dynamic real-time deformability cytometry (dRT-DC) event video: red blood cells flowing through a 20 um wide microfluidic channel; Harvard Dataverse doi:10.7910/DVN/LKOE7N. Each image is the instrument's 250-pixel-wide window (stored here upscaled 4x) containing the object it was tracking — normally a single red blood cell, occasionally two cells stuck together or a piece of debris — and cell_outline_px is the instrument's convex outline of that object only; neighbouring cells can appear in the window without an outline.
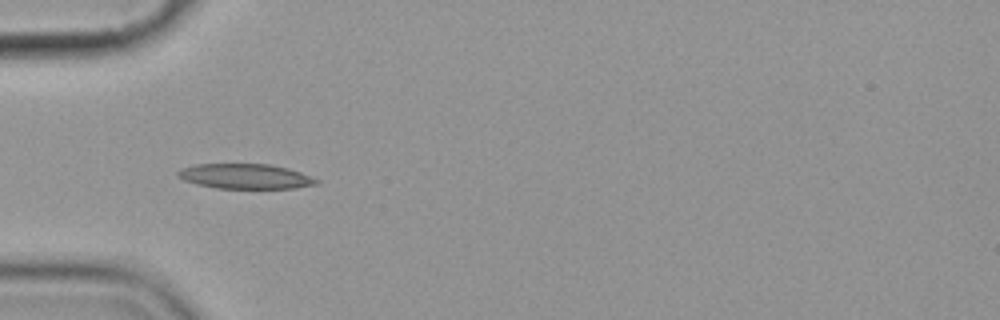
{"species": "common noctule bat (a hibernating species)", "species_latin": "Nyctalus noctula", "temperature_condition": "cold", "stored_images_in_passage": 5, "camera_frame_rate_fps": 3000, "um_per_image_px": 0.085, "animal": {"sex": "female", "body_mass_g": 19.9}, "frame": {"image": 1, "passage_image": 2, "time_ms": 1.0, "image_size_px": [1000, 320], "cell_outline_px": [[320, 184], [292, 188], [216, 188], [196, 184], [184, 180], [176, 176], [176, 172], [180, 168], [196, 164], [272, 164], [288, 168], [300, 172], [320, 180]], "centroid_in_image_um": [20.84, 14.98], "position_along_channel_um": 64.2, "area_um2": 20.29}}
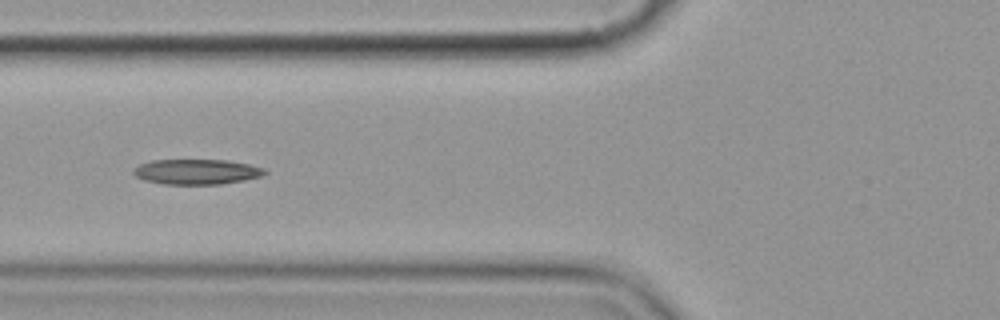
{"frame": {"image": 2, "passage_image": 3, "time_ms": 2.333, "image_size_px": [1000, 320], "cell_outline_px": [[268, 172], [260, 176], [244, 180], [220, 184], [164, 184], [144, 180], [136, 176], [132, 172], [140, 164], [152, 160], [228, 160], [248, 164], [264, 168]], "centroid_in_image_um": [16.72, 14.6], "position_along_channel_um": 109.1, "area_um2": 19.13}}
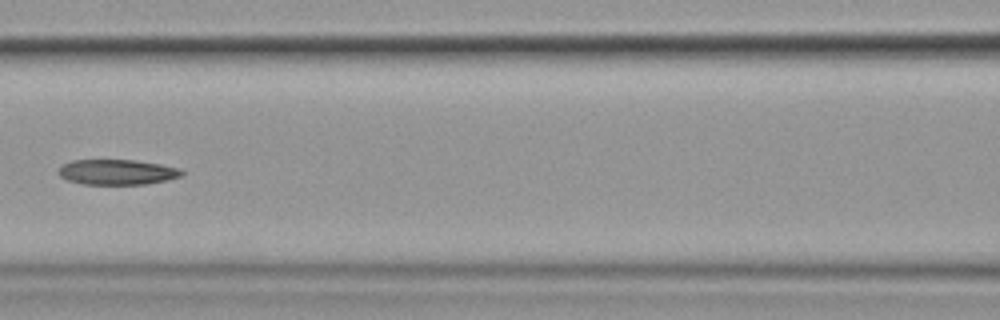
{"frame": {"image": 3, "passage_image": 4, "time_ms": 3.667, "image_size_px": [1000, 320], "cell_outline_px": [[184, 176], [168, 180], [144, 184], [84, 184], [68, 180], [60, 176], [60, 168], [64, 164], [72, 160], [136, 160], [160, 164], [180, 168], [184, 172]], "centroid_in_image_um": [10.03, 14.62], "position_along_channel_um": 156.6, "area_um2": 18.09}}